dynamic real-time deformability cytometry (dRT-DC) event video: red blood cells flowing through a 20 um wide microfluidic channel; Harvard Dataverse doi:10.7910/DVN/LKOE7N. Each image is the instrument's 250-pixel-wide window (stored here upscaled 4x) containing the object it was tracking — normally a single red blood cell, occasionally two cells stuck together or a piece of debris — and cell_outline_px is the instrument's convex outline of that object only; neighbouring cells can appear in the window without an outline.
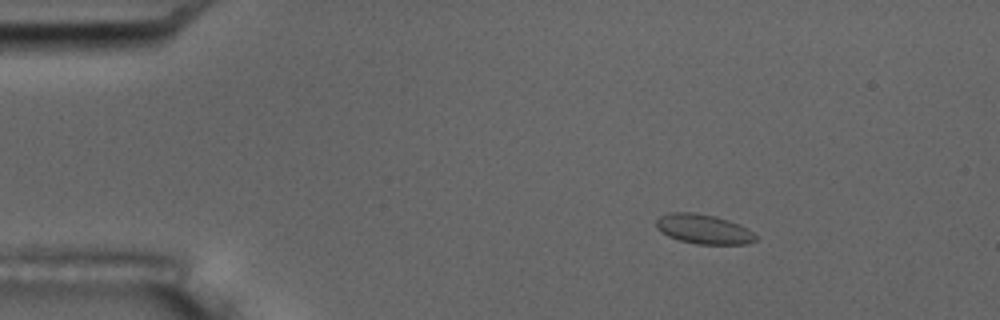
{"species": "common noctule bat (a hibernating species)", "species_latin": "Nyctalus noctula", "temperature_condition": "room temperature", "stored_images_in_passage": 5, "camera_frame_rate_fps": 3000, "um_per_image_px": 0.085, "animal": {"sex": "male", "body_mass_g": 17.5, "forearm_length_mm": 52.3}, "frame": {"image": 1, "passage_image": 3, "time_ms": 2.333, "image_size_px": [1000, 320], "cell_outline_px": [[756, 240], [748, 244], [696, 244], [680, 240], [668, 236], [660, 232], [656, 228], [656, 220], [660, 216], [672, 212], [696, 212], [716, 216], [728, 220], [752, 232], [756, 236]], "centroid_in_image_um": [59.76, 19.47], "position_along_channel_um": 25.2, "area_um2": 17.05}}